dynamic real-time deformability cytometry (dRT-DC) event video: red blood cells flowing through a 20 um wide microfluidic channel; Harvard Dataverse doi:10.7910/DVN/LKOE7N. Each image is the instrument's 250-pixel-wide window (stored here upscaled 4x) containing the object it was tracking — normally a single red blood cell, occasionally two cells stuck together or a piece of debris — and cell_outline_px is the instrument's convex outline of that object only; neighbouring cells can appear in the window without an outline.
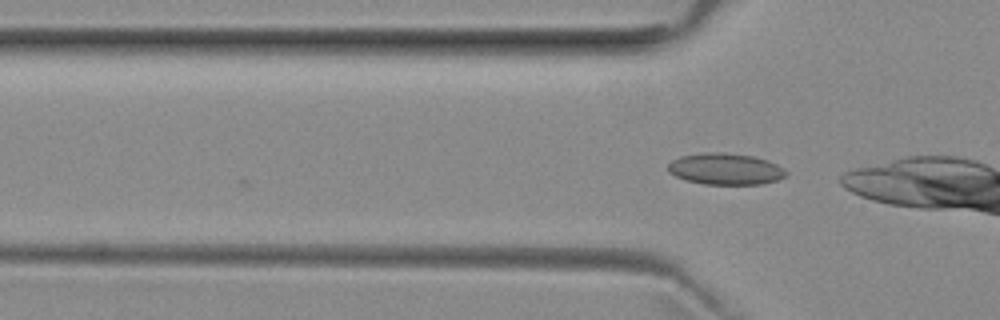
{"species": "common noctule bat (a hibernating species)", "species_latin": "Nyctalus noctula", "temperature_condition": "room temperature", "stored_images_in_passage": 7, "camera_frame_rate_fps": 3000, "um_per_image_px": 0.085, "animal": {"sex": "female", "body_mass_g": 29.2, "forearm_length_mm": 56.3}, "frame": {"image": 1, "passage_image": 7, "time_ms": 2.0, "image_size_px": [1000, 320], "cell_outline_px": [[788, 176], [776, 180], [760, 184], [704, 184], [688, 180], [676, 176], [668, 172], [668, 164], [672, 160], [680, 156], [704, 152], [724, 152], [752, 156], [768, 160], [776, 164], [788, 172]], "centroid_in_image_um": [61.67, 14.35], "position_along_channel_um": 64.1, "area_um2": 21.62}}